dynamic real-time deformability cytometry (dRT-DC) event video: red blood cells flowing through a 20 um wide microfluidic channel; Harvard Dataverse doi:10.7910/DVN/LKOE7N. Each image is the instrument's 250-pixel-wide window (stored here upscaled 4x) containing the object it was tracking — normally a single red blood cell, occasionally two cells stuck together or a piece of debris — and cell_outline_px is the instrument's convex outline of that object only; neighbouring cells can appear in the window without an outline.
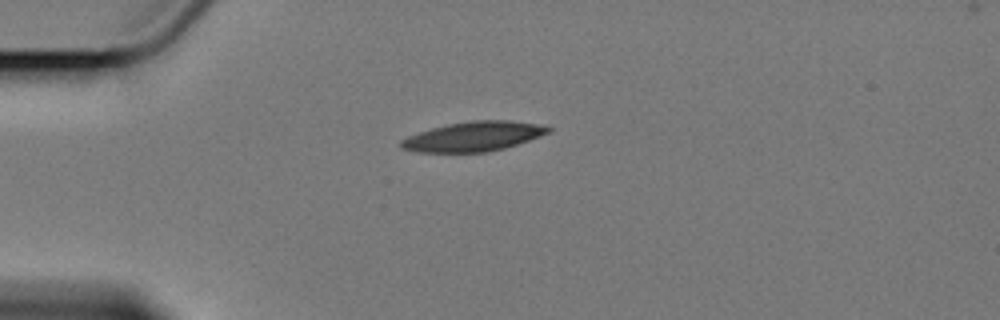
{"species": "Egyptian fruit bat (a non-hibernating species)", "species_latin": "Rousettus aegyptiacus", "temperature_condition": "cold", "stored_images_in_passage": 3, "camera_frame_rate_fps": 3000, "um_per_image_px": 0.085, "animal": {"sex": "female"}, "frame": {"image": 1, "passage_image": 1, "time_ms": 0.0, "image_size_px": [1000, 320], "cell_outline_px": [[552, 128], [548, 132], [540, 136], [504, 148], [488, 152], [416, 152], [400, 148], [400, 140], [408, 136], [432, 128], [448, 124], [472, 120], [512, 120], [536, 124]], "centroid_in_image_um": [40.21, 11.6], "position_along_channel_um": 44.8, "area_um2": 25.2}}
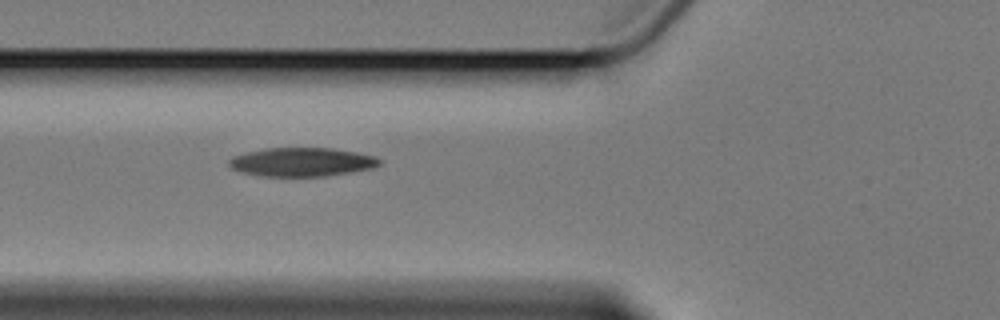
{"frame": {"image": 2, "passage_image": 3, "time_ms": 2.333, "image_size_px": [1000, 320], "cell_outline_px": [[380, 164], [372, 168], [324, 176], [260, 176], [244, 172], [232, 168], [228, 164], [228, 160], [232, 156], [264, 148], [332, 148], [356, 152], [376, 156], [380, 160]], "centroid_in_image_um": [25.64, 13.76], "position_along_channel_um": 100.2, "area_um2": 25.03}}